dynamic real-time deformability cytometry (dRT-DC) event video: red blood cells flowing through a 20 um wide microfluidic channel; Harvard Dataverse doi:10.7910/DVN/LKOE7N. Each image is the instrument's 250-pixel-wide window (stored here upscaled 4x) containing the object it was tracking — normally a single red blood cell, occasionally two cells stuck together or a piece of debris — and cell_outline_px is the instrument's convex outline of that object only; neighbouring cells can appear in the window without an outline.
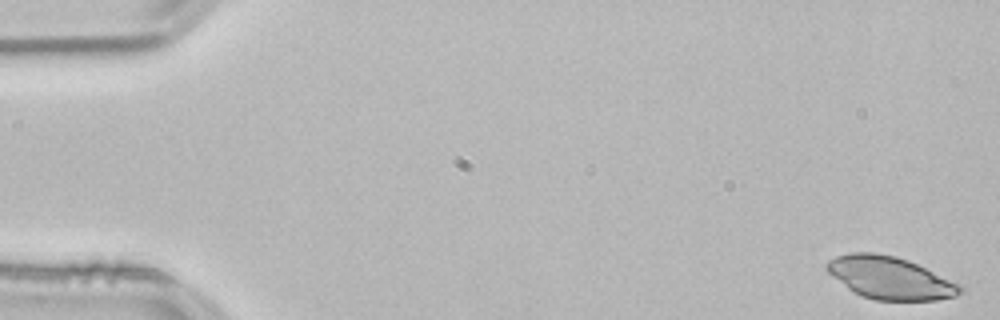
{"species": "common noctule bat (a hibernating species)", "species_latin": "Nyctalus noctula", "temperature_condition": "room temperature", "stored_images_in_passage": 53, "camera_frame_rate_fps": 3000, "um_per_image_px": 0.085, "animal": {"sex": "male", "body_mass_g": 21.5, "forearm_length_mm": 52.0}, "frame": {"image": 1, "passage_image": 1, "time_ms": 0.0, "image_size_px": [1000, 320], "cell_outline_px": [[964, 292], [956, 296], [936, 300], [876, 300], [860, 296], [852, 292], [832, 276], [824, 268], [824, 264], [828, 260], [836, 256], [852, 252], [876, 252], [896, 256], [908, 260], [960, 284], [964, 288]], "centroid_in_image_um": [75.62, 23.62], "position_along_channel_um": 9.4, "area_um2": 33.23}}